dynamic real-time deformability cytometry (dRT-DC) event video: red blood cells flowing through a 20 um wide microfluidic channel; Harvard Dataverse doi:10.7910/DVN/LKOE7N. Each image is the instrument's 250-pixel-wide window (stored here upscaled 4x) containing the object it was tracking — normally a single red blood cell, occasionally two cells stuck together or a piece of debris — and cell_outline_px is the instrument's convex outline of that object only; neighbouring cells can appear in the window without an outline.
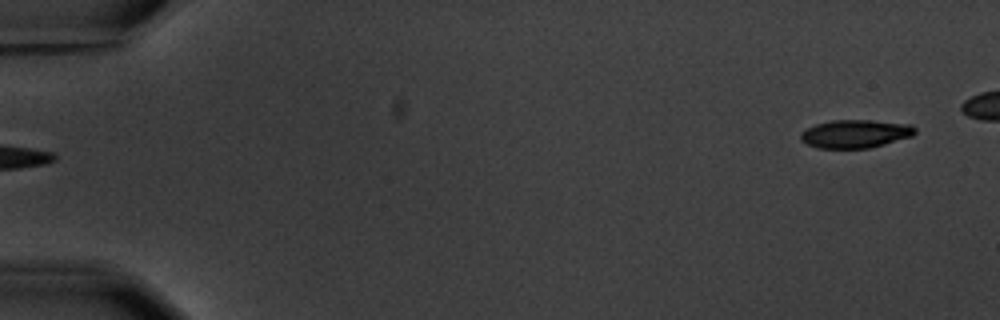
{"species": "common noctule bat (a hibernating species)", "species_latin": "Nyctalus noctula", "temperature_condition": "warm", "stored_images_in_passage": 7, "segment_of_instrument_passage": [2, 2], "camera_frame_rate_fps": 3000, "um_per_image_px": 0.085, "animal": {"sex": "male", "body_mass_g": 20.1, "forearm_length_mm": 53.5}, "frame": {"image": 1, "passage_image": 7, "time_ms": 7.0, "image_size_px": [1000, 320], "cell_outline_px": [[916, 132], [912, 136], [884, 144], [868, 148], [816, 148], [800, 140], [800, 132], [816, 124], [832, 120], [872, 120], [912, 124], [916, 128]], "centroid_in_image_um": [72.71, 11.36], "position_along_channel_um": 12.3, "area_um2": 18.84}}